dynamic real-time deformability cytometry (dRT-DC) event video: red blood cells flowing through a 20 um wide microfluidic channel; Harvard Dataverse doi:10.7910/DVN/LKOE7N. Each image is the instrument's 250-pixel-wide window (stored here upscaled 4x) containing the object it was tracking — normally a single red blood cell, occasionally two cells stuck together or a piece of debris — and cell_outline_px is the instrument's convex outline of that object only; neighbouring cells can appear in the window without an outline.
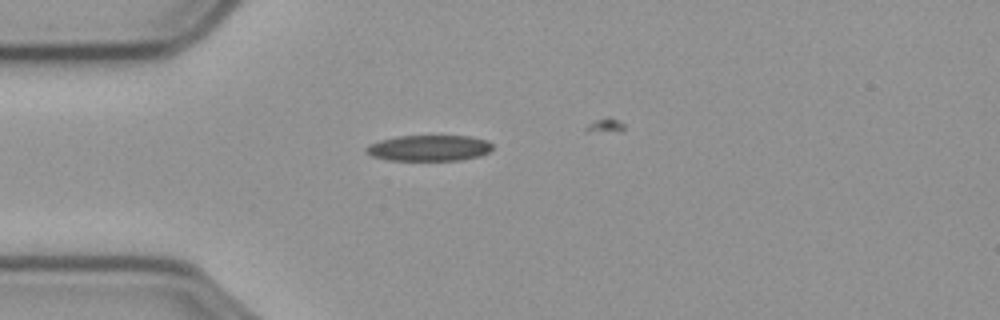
{"species": "common noctule bat (a hibernating species)", "species_latin": "Nyctalus noctula", "temperature_condition": "cold", "stored_images_in_passage": 9, "camera_frame_rate_fps": 3000, "um_per_image_px": 0.085, "animal": {"sex": "male", "body_mass_g": 23.1, "forearm_length_mm": 52.7}, "frame": {"image": 1, "passage_image": 1, "time_ms": 0.0, "image_size_px": [1000, 320], "cell_outline_px": [[492, 148], [488, 152], [480, 156], [460, 160], [388, 160], [372, 156], [364, 148], [380, 140], [396, 136], [472, 136], [484, 140], [492, 144]], "centroid_in_image_um": [36.48, 12.58], "position_along_channel_um": 48.5, "area_um2": 18.9}}
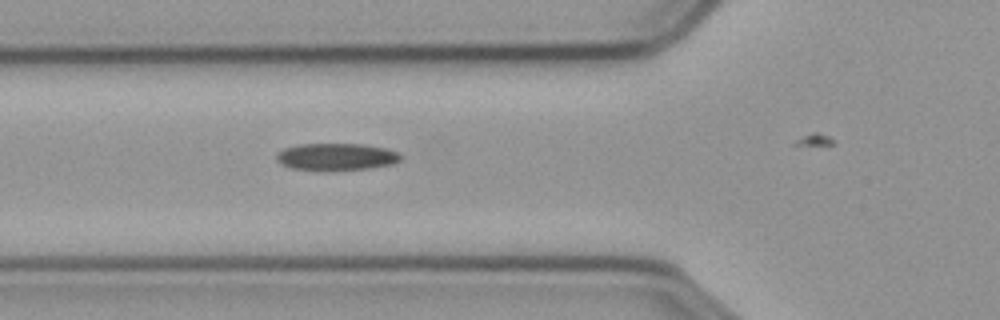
{"frame": {"image": 2, "passage_image": 6, "time_ms": 1.667, "image_size_px": [1000, 320], "cell_outline_px": [[400, 160], [392, 164], [368, 168], [324, 172], [320, 172], [292, 168], [276, 160], [276, 152], [284, 148], [300, 144], [360, 144], [384, 148], [396, 152], [400, 156]], "centroid_in_image_um": [28.52, 13.35], "position_along_channel_um": 97.3, "area_um2": 19.77}}